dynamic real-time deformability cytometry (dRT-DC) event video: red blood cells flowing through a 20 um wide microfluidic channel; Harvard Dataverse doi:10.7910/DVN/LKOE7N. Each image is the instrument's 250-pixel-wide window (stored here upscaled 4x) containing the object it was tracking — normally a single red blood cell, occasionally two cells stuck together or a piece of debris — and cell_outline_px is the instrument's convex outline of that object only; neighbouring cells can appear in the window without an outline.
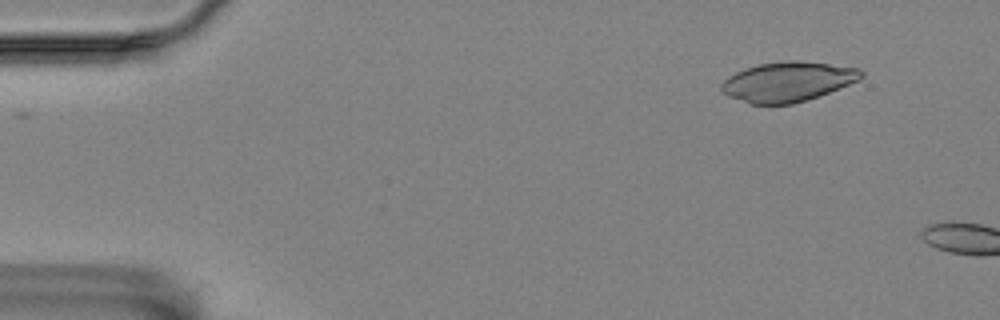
{"species": "Egyptian fruit bat (a non-hibernating species)", "species_latin": "Rousettus aegyptiacus", "temperature_condition": "room temperature", "stored_images_in_passage": 5, "camera_frame_rate_fps": 3000, "um_per_image_px": 0.085, "animal": {"sex": "female"}, "frame": {"image": 1, "passage_image": 2, "time_ms": 0.333, "image_size_px": [1000, 320], "cell_outline_px": [[864, 76], [848, 84], [828, 92], [792, 104], [748, 104], [728, 96], [720, 92], [720, 84], [728, 76], [744, 68], [760, 64], [788, 60], [800, 60], [860, 68], [864, 72]], "centroid_in_image_um": [66.9, 6.94], "position_along_channel_um": 18.1, "area_um2": 32.31}}